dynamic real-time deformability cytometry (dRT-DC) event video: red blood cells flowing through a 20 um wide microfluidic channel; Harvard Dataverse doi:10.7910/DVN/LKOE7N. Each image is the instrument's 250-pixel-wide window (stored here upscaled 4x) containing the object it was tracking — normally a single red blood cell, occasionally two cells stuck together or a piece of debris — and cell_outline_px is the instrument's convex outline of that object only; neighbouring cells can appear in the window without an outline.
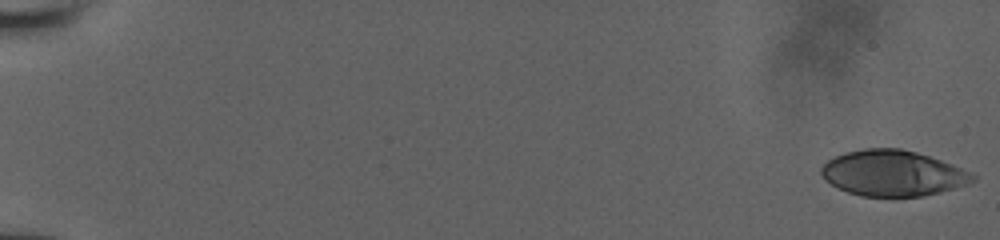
{"species": "human", "species_latin": "Homo sapiens", "temperature_condition": "room temperature", "stored_images_in_passage": 56, "camera_frame_rate_fps": 3000, "um_per_image_px": 0.085, "donor": {"sex": "male"}, "frame": {"image": 1, "passage_image": 1, "time_ms": 0.0, "image_size_px": [1000, 240], "cell_outline_px": [[976, 180], [968, 184], [940, 192], [924, 196], [860, 196], [848, 192], [824, 180], [820, 172], [820, 168], [828, 160], [844, 152], [864, 148], [900, 148], [916, 152], [952, 164], [976, 176]], "centroid_in_image_um": [75.86, 14.72], "position_along_channel_um": 9.1, "area_um2": 40.17}}
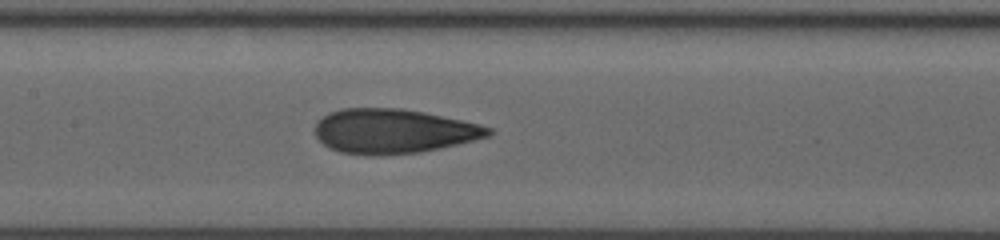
{"frame": {"image": 2, "passage_image": 30, "time_ms": 9.667, "image_size_px": [1000, 240], "cell_outline_px": [[492, 132], [488, 136], [440, 148], [420, 152], [380, 156], [364, 156], [340, 152], [324, 144], [316, 136], [316, 120], [328, 112], [340, 108], [400, 108], [424, 112], [480, 124], [492, 128]], "centroid_in_image_um": [33.39, 11.15], "position_along_channel_um": 174.0, "area_um2": 45.08}}
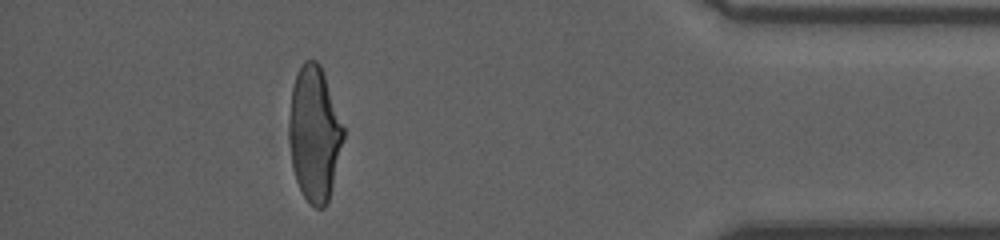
{"frame": {"image": 3, "passage_image": 51, "time_ms": 16.667, "image_size_px": [1000, 240], "cell_outline_px": [[344, 136], [328, 200], [324, 208], [316, 208], [304, 196], [296, 180], [292, 168], [288, 140], [288, 132], [292, 88], [296, 72], [304, 60], [316, 60], [320, 64], [344, 128]], "centroid_in_image_um": [26.69, 11.34], "position_along_channel_um": 408.5, "area_um2": 42.25}, "authors_computed_cell_mechanics": {"area_um2": 43.4945, "velocity_mm_per_s": 3.9155, "shape_relaxation_time_tau1_ms": 8.3348, "shape_relaxation_time_tau2_ms": 1.3085, "deformation_change_tau1": 0.2598, "deformation_change_tau2": 0.0942}}